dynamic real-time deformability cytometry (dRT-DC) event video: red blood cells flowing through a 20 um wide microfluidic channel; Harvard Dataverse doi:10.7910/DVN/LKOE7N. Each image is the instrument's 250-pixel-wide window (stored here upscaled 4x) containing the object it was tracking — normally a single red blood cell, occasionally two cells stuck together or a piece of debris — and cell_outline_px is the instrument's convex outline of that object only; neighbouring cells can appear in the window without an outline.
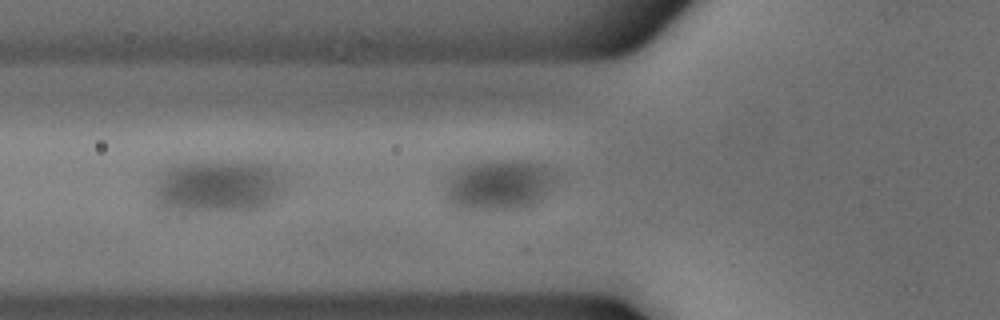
{"species": "common noctule bat (a hibernating species)", "species_latin": "Nyctalus noctula", "temperature_condition": "cold", "stored_images_in_passage": 21, "camera_frame_rate_fps": 3000, "um_per_image_px": 0.085, "animal": {"sex": "male", "body_mass_g": 18.8}, "frame": {"image": 1, "passage_image": 3, "time_ms": 0.667, "image_size_px": [1000, 320], "cell_outline_px": [[564, 180], [552, 192], [532, 208], [516, 212], [468, 212], [448, 208], [444, 204], [444, 184], [448, 176], [456, 168], [480, 160], [536, 160], [552, 164], [564, 172]], "centroid_in_image_um": [42.56, 15.77], "position_along_channel_um": 83.2, "area_um2": 37.51}}
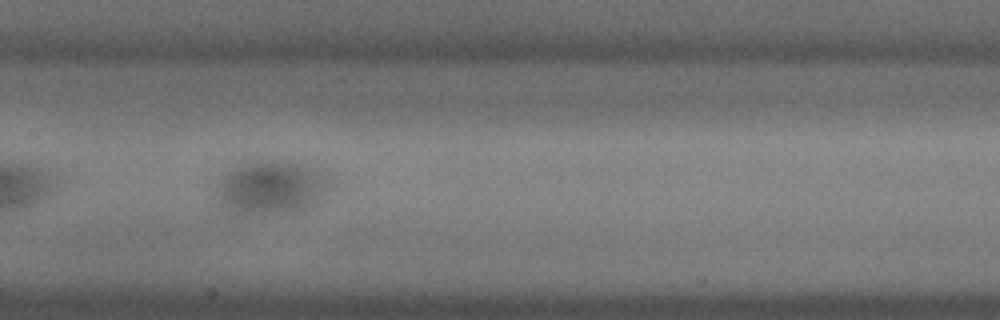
{"frame": {"image": 2, "passage_image": 11, "time_ms": 3.333, "image_size_px": [1000, 320], "cell_outline_px": [[332, 180], [328, 188], [312, 204], [304, 208], [292, 212], [236, 212], [220, 204], [216, 180], [224, 172], [248, 160], [292, 160], [308, 164], [328, 172], [332, 176]], "centroid_in_image_um": [23.09, 15.82], "position_along_channel_um": 184.3, "area_um2": 35.6}}
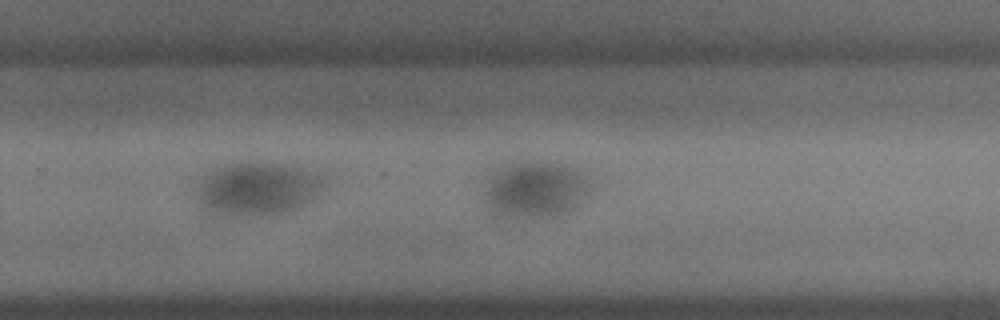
{"frame": {"image": 3, "passage_image": 19, "time_ms": 6.0, "image_size_px": [1000, 320], "cell_outline_px": [[588, 192], [580, 204], [576, 208], [568, 212], [556, 216], [504, 216], [488, 212], [484, 204], [484, 176], [512, 160], [540, 160], [572, 168], [588, 176]], "centroid_in_image_um": [45.38, 16.07], "position_along_channel_um": 284.4, "area_um2": 35.84}}